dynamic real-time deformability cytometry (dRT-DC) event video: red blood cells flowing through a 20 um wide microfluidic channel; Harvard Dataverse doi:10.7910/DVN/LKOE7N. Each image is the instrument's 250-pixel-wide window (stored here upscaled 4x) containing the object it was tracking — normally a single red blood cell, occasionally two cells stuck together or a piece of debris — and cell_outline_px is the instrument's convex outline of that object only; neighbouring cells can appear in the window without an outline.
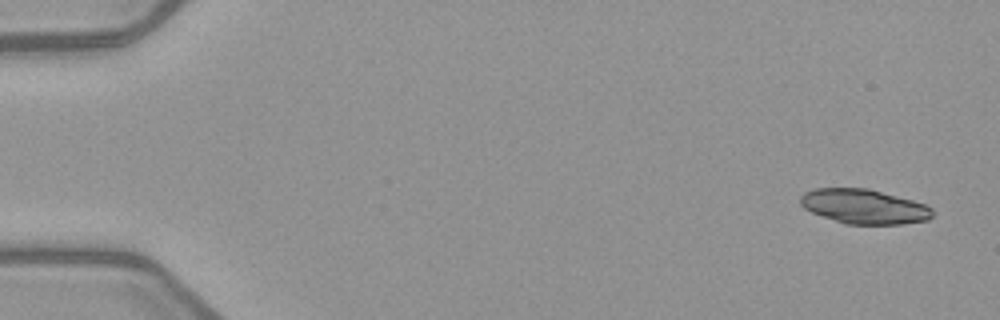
{"species": "common noctule bat (a hibernating species)", "species_latin": "Nyctalus noctula", "temperature_condition": "warm", "stored_images_in_passage": 5, "camera_frame_rate_fps": 3000, "um_per_image_px": 0.085, "animal": {"sex": "female", "body_mass_g": 21.9}, "frame": {"image": 1, "passage_image": 1, "time_ms": 0.0, "image_size_px": [1000, 320], "cell_outline_px": [[932, 216], [928, 220], [900, 224], [844, 224], [812, 212], [804, 208], [800, 204], [800, 196], [804, 192], [812, 188], [868, 188], [912, 200], [924, 204], [932, 208]], "centroid_in_image_um": [73.41, 17.55], "position_along_channel_um": 11.6, "area_um2": 26.59}}
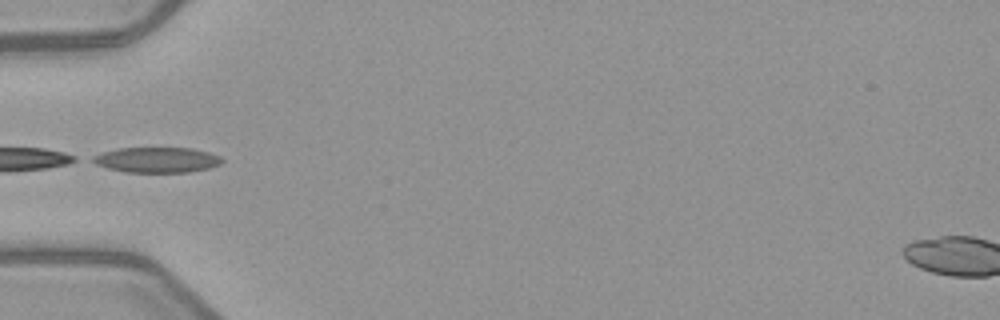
{"frame": {"image": 2, "passage_image": 5, "time_ms": 5.333, "image_size_px": [1000, 320], "cell_outline_px": [[224, 160], [220, 164], [208, 168], [188, 172], [124, 172], [108, 168], [96, 164], [88, 160], [92, 156], [104, 152], [120, 148], [192, 148], [208, 152], [220, 156]], "centroid_in_image_um": [13.32, 13.59], "position_along_channel_um": 71.7, "area_um2": 19.07}}